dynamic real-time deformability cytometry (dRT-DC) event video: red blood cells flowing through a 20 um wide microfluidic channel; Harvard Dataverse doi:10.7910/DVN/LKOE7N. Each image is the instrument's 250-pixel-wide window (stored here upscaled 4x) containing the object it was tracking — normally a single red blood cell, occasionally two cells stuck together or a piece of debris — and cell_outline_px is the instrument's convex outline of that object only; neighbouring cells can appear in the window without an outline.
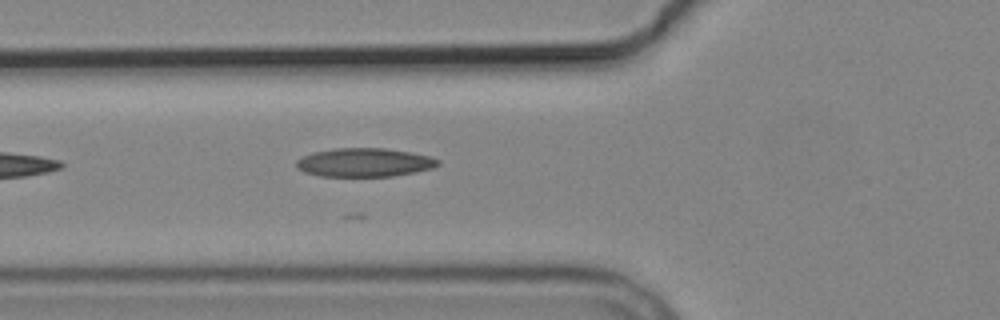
{"species": "common noctule bat (a hibernating species)", "species_latin": "Nyctalus noctula", "temperature_condition": "cold", "stored_images_in_passage": 2, "camera_frame_rate_fps": 3000, "um_per_image_px": 0.085, "animal": {"sex": "male", "body_mass_g": 19.2, "forearm_length_mm": 51.8}, "frame": {"image": 1, "passage_image": 2, "time_ms": 1.0, "image_size_px": [1000, 320], "cell_outline_px": [[440, 164], [432, 168], [416, 172], [392, 176], [320, 176], [304, 172], [296, 168], [296, 160], [304, 156], [316, 152], [336, 148], [384, 148], [432, 156], [440, 160]], "centroid_in_image_um": [31.0, 13.81], "position_along_channel_um": 94.8, "area_um2": 23.58}}